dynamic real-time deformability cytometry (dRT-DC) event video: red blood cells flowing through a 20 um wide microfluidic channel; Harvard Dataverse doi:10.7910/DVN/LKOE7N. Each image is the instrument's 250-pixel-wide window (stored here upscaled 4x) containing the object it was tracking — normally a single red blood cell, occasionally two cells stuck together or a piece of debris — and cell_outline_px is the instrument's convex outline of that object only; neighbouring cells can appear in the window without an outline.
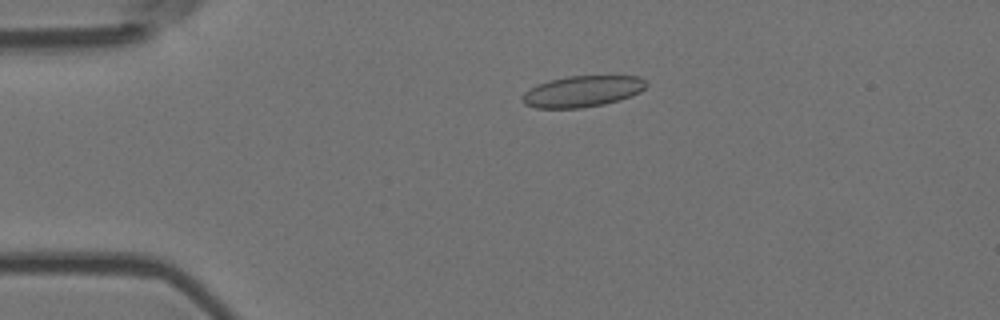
{"species": "Egyptian fruit bat (a non-hibernating species)", "species_latin": "Rousettus aegyptiacus", "temperature_condition": "room temperature", "stored_images_in_passage": 52, "camera_frame_rate_fps": 3000, "um_per_image_px": 0.085, "animal": {"sex": "female"}, "frame": {"image": 1, "passage_image": 12, "time_ms": 3.667, "image_size_px": [1000, 320], "cell_outline_px": [[648, 84], [640, 92], [632, 96], [620, 100], [604, 104], [580, 108], [536, 108], [524, 104], [520, 100], [524, 92], [540, 84], [552, 80], [568, 76], [640, 76]], "centroid_in_image_um": [49.52, 7.77], "position_along_channel_um": 35.5, "area_um2": 22.43}}
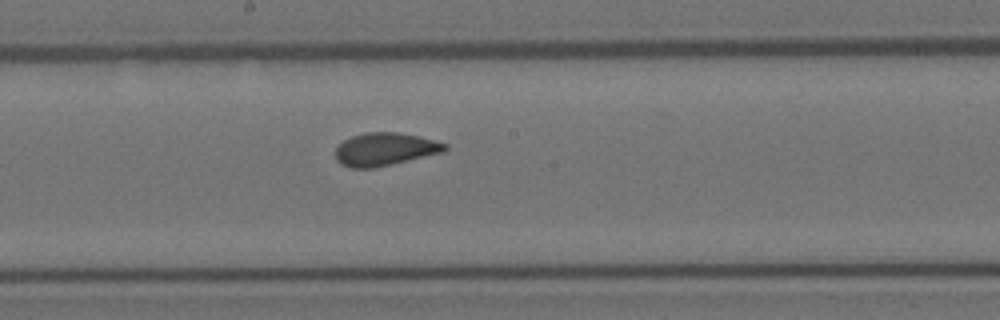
{"frame": {"image": 2, "passage_image": 30, "time_ms": 9.667, "image_size_px": [1000, 320], "cell_outline_px": [[448, 148], [444, 152], [372, 168], [348, 168], [340, 164], [336, 160], [336, 148], [344, 140], [352, 136], [368, 132], [396, 132], [420, 136], [448, 144]], "centroid_in_image_um": [32.72, 12.68], "position_along_channel_um": 215.5, "area_um2": 20.92}}
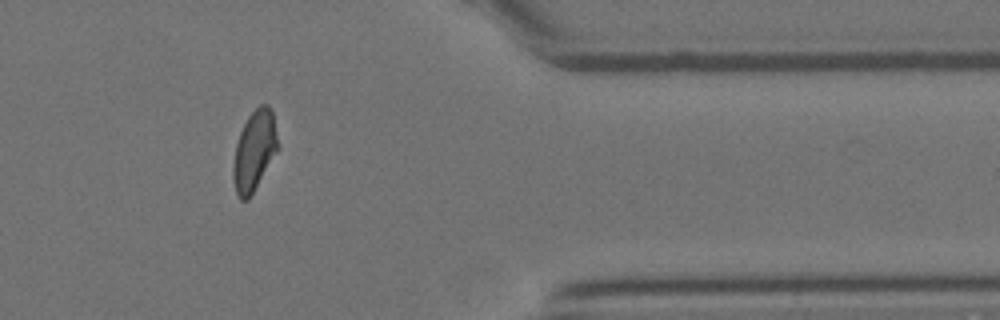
{"frame": {"image": 3, "passage_image": 46, "time_ms": 15.0, "image_size_px": [1000, 320], "cell_outline_px": [[280, 148], [248, 200], [240, 200], [236, 192], [232, 176], [232, 168], [236, 144], [240, 132], [248, 116], [260, 104], [268, 104], [272, 112]], "centroid_in_image_um": [21.63, 12.82], "position_along_channel_um": 389.8, "area_um2": 20.92}}